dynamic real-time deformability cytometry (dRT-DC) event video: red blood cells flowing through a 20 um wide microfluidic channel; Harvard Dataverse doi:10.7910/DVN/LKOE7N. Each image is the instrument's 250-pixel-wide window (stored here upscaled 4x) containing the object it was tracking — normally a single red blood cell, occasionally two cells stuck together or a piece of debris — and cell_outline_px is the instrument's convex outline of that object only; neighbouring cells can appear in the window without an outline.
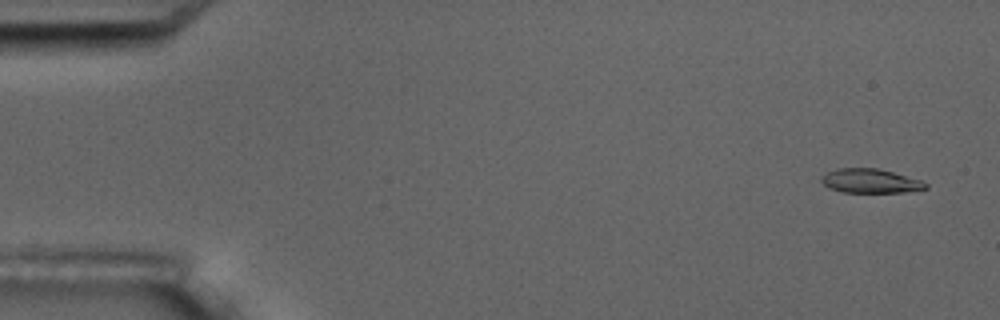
{"species": "common noctule bat (a hibernating species)", "species_latin": "Nyctalus noctula", "temperature_condition": "room temperature", "stored_images_in_passage": 5, "camera_frame_rate_fps": 3000, "um_per_image_px": 0.085, "animal": {"sex": "male", "body_mass_g": 17.5, "forearm_length_mm": 52.3}, "frame": {"image": 1, "passage_image": 1, "time_ms": 0.0, "image_size_px": [1000, 320], "cell_outline_px": [[928, 188], [904, 192], [844, 192], [828, 188], [820, 180], [820, 176], [836, 168], [876, 168], [892, 172], [920, 180], [928, 184]], "centroid_in_image_um": [73.94, 15.38], "position_along_channel_um": 11.1, "area_um2": 14.57}}
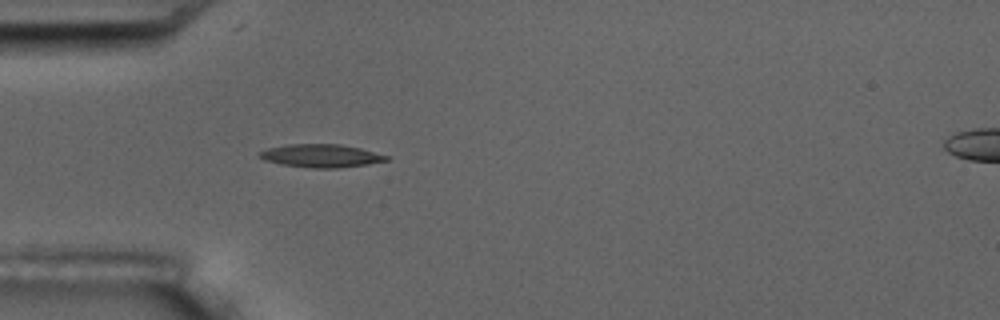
{"frame": {"image": 2, "passage_image": 5, "time_ms": 4.667, "image_size_px": [1000, 320], "cell_outline_px": [[388, 160], [368, 164], [336, 168], [312, 168], [280, 164], [264, 160], [260, 156], [260, 152], [268, 148], [288, 144], [340, 144], [360, 148], [388, 156]], "centroid_in_image_um": [27.28, 13.24], "position_along_channel_um": 57.7, "area_um2": 16.88}}